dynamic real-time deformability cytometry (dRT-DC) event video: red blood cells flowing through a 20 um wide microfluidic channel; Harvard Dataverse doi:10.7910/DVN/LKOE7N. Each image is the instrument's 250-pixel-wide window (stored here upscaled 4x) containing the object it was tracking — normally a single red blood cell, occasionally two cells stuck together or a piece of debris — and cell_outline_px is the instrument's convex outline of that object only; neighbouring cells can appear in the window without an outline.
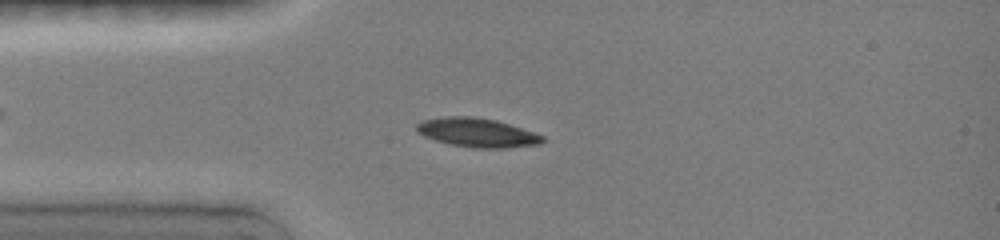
{"species": "common noctule bat (a hibernating species)", "species_latin": "Nyctalus noctula", "temperature_condition": "room temperature", "stored_images_in_passage": 13, "camera_frame_rate_fps": 3000, "um_per_image_px": 0.085, "animal": {"sex": "female", "body_mass_g": 19.0, "forearm_length_mm": 51.5}, "frame": {"image": 1, "passage_image": 6, "time_ms": 3.333, "image_size_px": [1000, 240], "cell_outline_px": [[544, 140], [540, 144], [504, 148], [472, 148], [452, 144], [436, 140], [424, 136], [416, 132], [416, 124], [420, 120], [444, 116], [476, 116], [496, 120], [544, 136]], "centroid_in_image_um": [40.5, 11.26], "position_along_channel_um": 44.5, "area_um2": 21.27}}
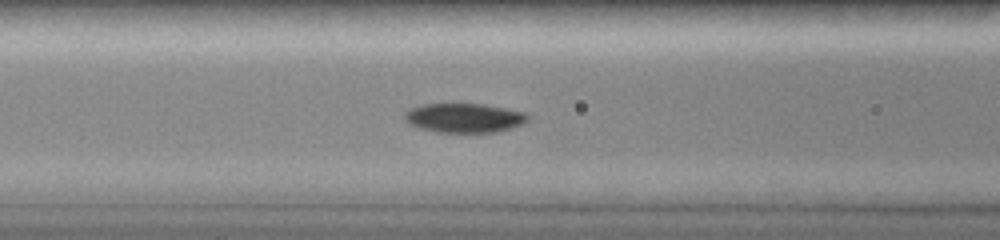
{"frame": {"image": 2, "passage_image": 10, "time_ms": 5.667, "image_size_px": [1000, 240], "cell_outline_px": [[528, 120], [512, 128], [496, 132], [440, 132], [420, 128], [404, 120], [404, 112], [412, 108], [424, 104], [480, 104], [504, 108], [524, 112], [528, 116]], "centroid_in_image_um": [39.45, 10.02], "position_along_channel_um": 127.2, "area_um2": 20.69}}